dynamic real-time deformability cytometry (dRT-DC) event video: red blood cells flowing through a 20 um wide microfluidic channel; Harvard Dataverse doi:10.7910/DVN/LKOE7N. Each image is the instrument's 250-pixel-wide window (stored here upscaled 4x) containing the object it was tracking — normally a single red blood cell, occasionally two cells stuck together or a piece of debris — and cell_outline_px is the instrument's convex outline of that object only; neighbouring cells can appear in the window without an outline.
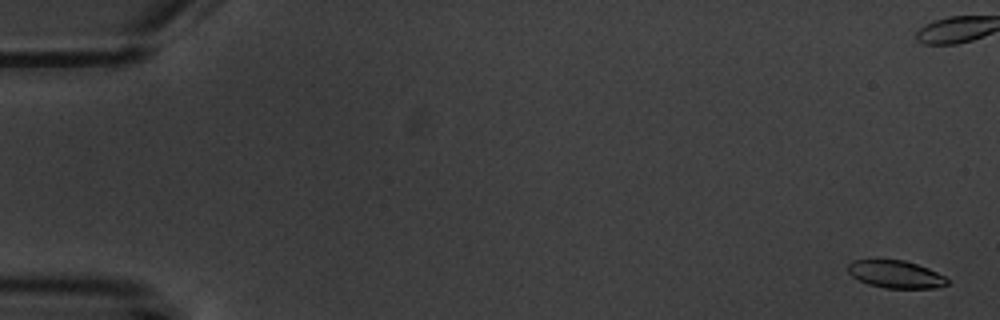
{"species": "common noctule bat (a hibernating species)", "species_latin": "Nyctalus noctula", "temperature_condition": "warm", "stored_images_in_passage": 7, "camera_frame_rate_fps": 3000, "um_per_image_px": 0.085, "animal": {"sex": "male", "body_mass_g": 20.1, "forearm_length_mm": 53.5}, "frame": {"image": 1, "passage_image": 1, "time_ms": 0.0, "image_size_px": [1000, 320], "cell_outline_px": [[948, 284], [940, 288], [884, 288], [868, 284], [852, 276], [848, 272], [848, 264], [852, 260], [904, 260], [928, 268], [944, 276], [948, 280]], "centroid_in_image_um": [76.14, 23.32], "position_along_channel_um": 8.9, "area_um2": 15.9}}